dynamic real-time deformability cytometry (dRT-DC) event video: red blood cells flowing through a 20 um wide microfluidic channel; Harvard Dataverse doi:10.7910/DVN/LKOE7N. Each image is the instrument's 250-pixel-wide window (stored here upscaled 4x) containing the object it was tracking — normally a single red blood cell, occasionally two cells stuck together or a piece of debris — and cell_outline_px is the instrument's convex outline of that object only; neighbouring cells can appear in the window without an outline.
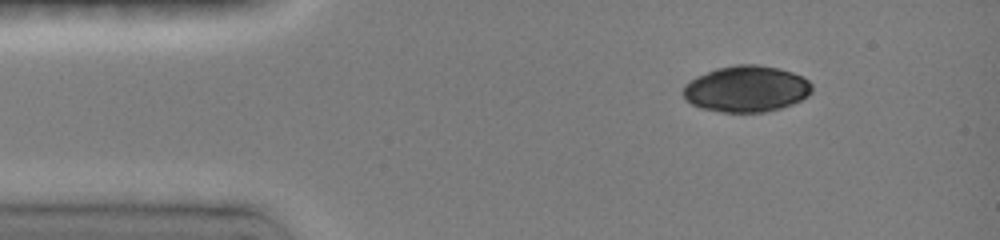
{"species": "common noctule bat (a hibernating species)", "species_latin": "Nyctalus noctula", "temperature_condition": "room temperature", "stored_images_in_passage": 26, "camera_frame_rate_fps": 3000, "um_per_image_px": 0.085, "animal": {"sex": "female", "body_mass_g": 19.0, "forearm_length_mm": 51.5}, "frame": {"image": 1, "passage_image": 1, "time_ms": 0.0, "image_size_px": [1000, 240], "cell_outline_px": [[812, 92], [808, 96], [792, 104], [780, 108], [764, 112], [720, 112], [700, 108], [692, 104], [684, 96], [684, 84], [716, 68], [736, 64], [756, 64], [780, 68], [792, 72], [808, 80], [812, 84]], "centroid_in_image_um": [63.47, 7.56], "position_along_channel_um": 21.5, "area_um2": 34.56}}